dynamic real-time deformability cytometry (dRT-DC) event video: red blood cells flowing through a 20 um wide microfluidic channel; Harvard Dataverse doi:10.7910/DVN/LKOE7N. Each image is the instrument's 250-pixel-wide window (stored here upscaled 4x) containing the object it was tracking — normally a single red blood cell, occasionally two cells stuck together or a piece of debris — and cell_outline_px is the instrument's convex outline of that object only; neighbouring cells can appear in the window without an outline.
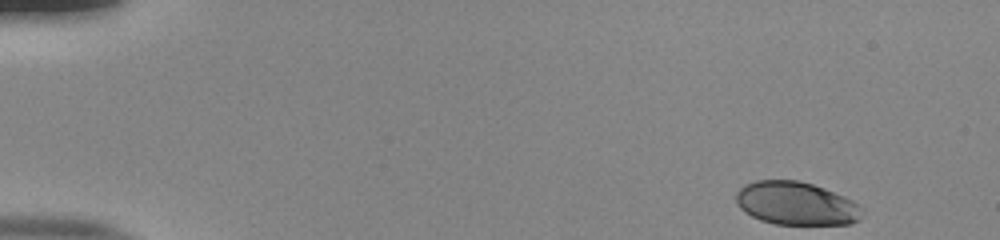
{"species": "human", "species_latin": "Homo sapiens", "temperature_condition": "room temperature", "stored_images_in_passage": 49, "camera_frame_rate_fps": 3000, "um_per_image_px": 0.085, "donor": {"sex": "male"}, "frame": {"image": 1, "passage_image": 1, "time_ms": 0.0, "image_size_px": [1000, 240], "cell_outline_px": [[864, 208], [860, 220], [848, 224], [776, 224], [760, 220], [744, 212], [736, 204], [736, 192], [744, 184], [756, 180], [800, 180], [824, 188], [844, 196], [852, 200]], "centroid_in_image_um": [67.67, 17.29], "position_along_channel_um": 17.3, "area_um2": 31.96}}
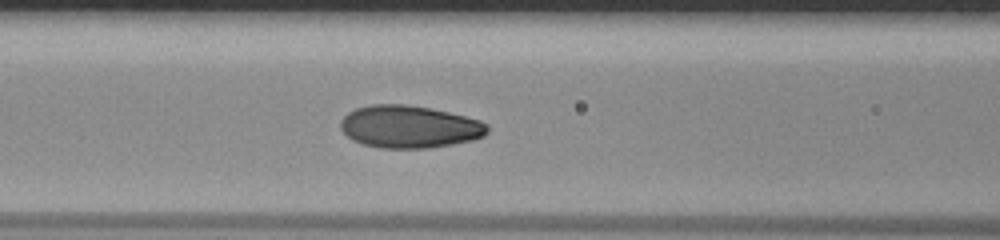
{"frame": {"image": 2, "passage_image": 20, "time_ms": 6.333, "image_size_px": [1000, 240], "cell_outline_px": [[488, 132], [484, 136], [472, 140], [452, 144], [428, 148], [380, 148], [364, 144], [352, 140], [340, 128], [340, 120], [348, 112], [356, 108], [372, 104], [404, 104], [432, 108], [480, 120], [488, 124]], "centroid_in_image_um": [34.79, 10.77], "position_along_channel_um": 131.8, "area_um2": 36.41}}
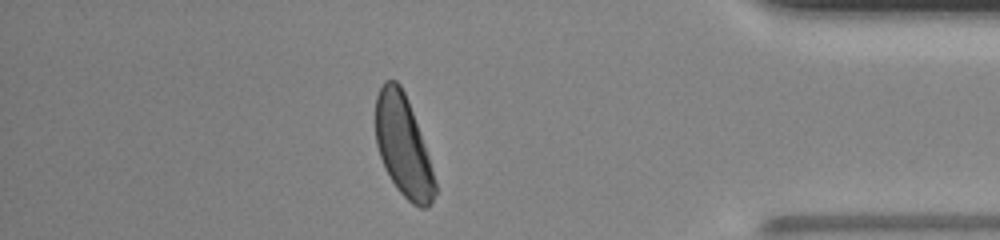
{"frame": {"image": 3, "passage_image": 43, "time_ms": 14.0, "image_size_px": [1000, 240], "cell_outline_px": [[436, 192], [432, 204], [428, 208], [420, 208], [412, 204], [396, 188], [380, 156], [376, 144], [376, 96], [384, 80], [396, 80], [400, 84], [408, 100], [428, 156], [436, 184]], "centroid_in_image_um": [34.27, 12.42], "position_along_channel_um": 400.9, "area_um2": 34.45}, "authors_computed_cell_mechanics": {"area_um2": 35.0268, "velocity_mm_per_s": 3.8921, "shape_relaxation_time_tau1_ms": 2.5774, "shape_relaxation_time_tau2_ms": null, "deformation_change_tau1": 0.1545, "deformation_change_tau2": null}}